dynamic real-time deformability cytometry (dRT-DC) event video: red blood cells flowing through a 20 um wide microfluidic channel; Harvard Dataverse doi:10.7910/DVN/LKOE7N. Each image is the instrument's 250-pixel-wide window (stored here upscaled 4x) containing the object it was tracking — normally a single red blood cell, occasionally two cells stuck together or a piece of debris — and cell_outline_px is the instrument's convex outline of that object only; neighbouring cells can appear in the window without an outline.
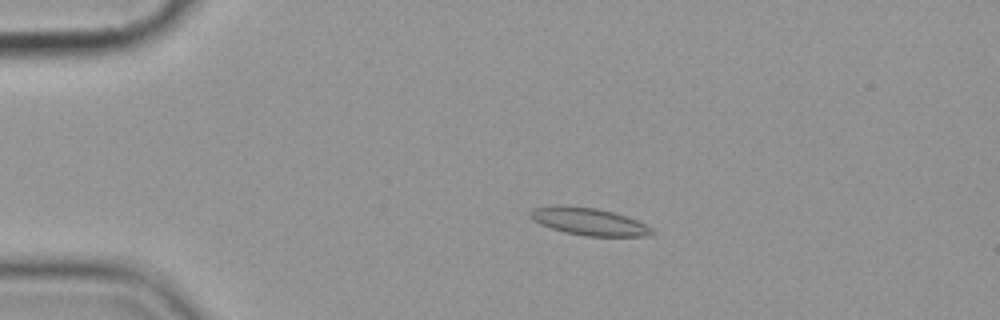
{"species": "common noctule bat (a hibernating species)", "species_latin": "Nyctalus noctula", "temperature_condition": "cold", "stored_images_in_passage": 9, "camera_frame_rate_fps": 3000, "um_per_image_px": 0.085, "animal": {"sex": "female", "body_mass_g": 19.9}, "frame": {"image": 1, "passage_image": 2, "time_ms": 1.0, "image_size_px": [1000, 320], "cell_outline_px": [[656, 232], [652, 236], [584, 236], [564, 232], [540, 224], [532, 220], [528, 212], [532, 208], [560, 204], [596, 208], [612, 212], [636, 220], [652, 228]], "centroid_in_image_um": [50.02, 18.83], "position_along_channel_um": 35.0, "area_um2": 19.54}}
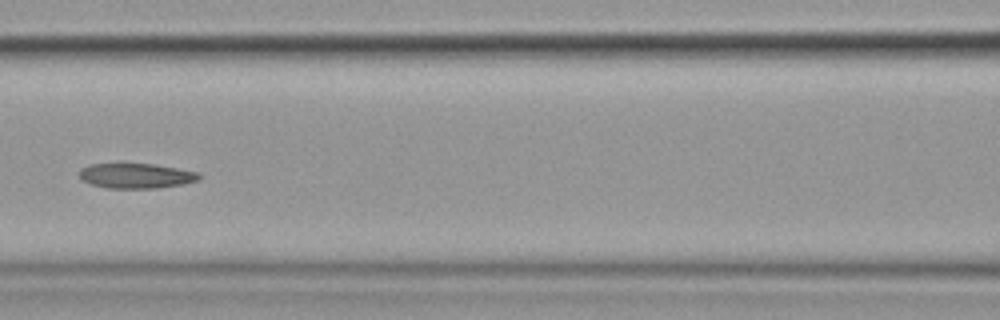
{"frame": {"image": 2, "passage_image": 6, "time_ms": 5.667, "image_size_px": [1000, 320], "cell_outline_px": [[200, 180], [184, 184], [156, 188], [104, 188], [92, 184], [84, 180], [80, 176], [80, 168], [88, 164], [124, 160], [152, 164], [176, 168], [196, 172], [200, 176]], "centroid_in_image_um": [11.5, 14.89], "position_along_channel_um": 155.1, "area_um2": 18.21}}
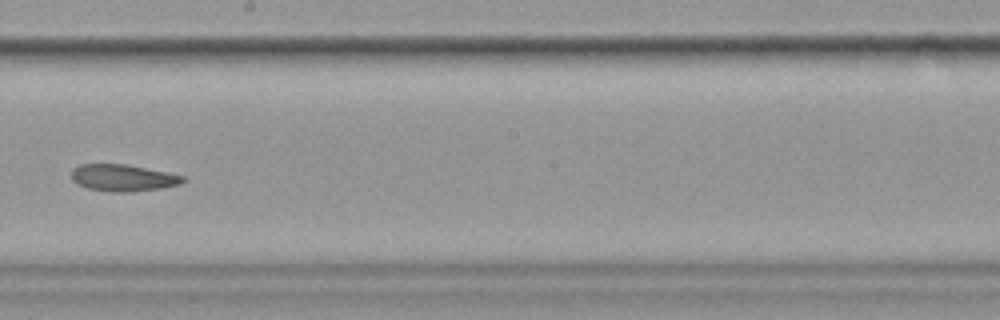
{"frame": {"image": 3, "passage_image": 8, "time_ms": 8.0, "image_size_px": [1000, 320], "cell_outline_px": [[188, 180], [180, 184], [160, 188], [132, 192], [112, 192], [88, 188], [76, 184], [72, 180], [72, 168], [80, 164], [128, 164], [168, 172], [184, 176]], "centroid_in_image_um": [10.47, 15.11], "position_along_channel_um": 237.7, "area_um2": 17.63}}